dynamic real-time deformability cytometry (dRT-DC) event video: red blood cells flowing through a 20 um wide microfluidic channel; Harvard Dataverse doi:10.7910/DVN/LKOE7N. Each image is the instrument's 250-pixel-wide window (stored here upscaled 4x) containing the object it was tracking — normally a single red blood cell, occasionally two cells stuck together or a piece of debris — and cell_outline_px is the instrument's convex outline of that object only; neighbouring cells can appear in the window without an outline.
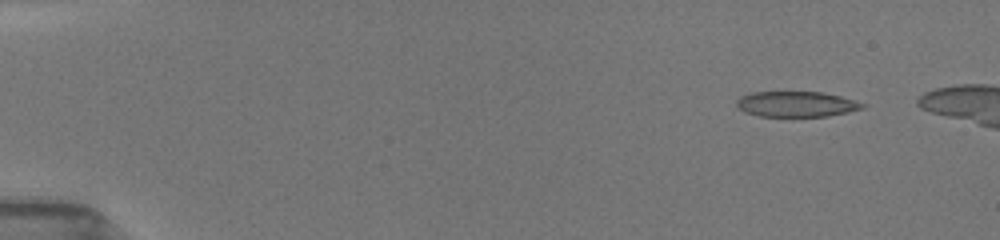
{"species": "common noctule bat (a hibernating species)", "species_latin": "Nyctalus noctula", "temperature_condition": "room temperature", "stored_images_in_passage": 19, "camera_frame_rate_fps": 3000, "um_per_image_px": 0.085, "animal": {"sex": "female", "body_mass_g": 19.5, "forearm_length_mm": 54.1}, "frame": {"image": 1, "passage_image": 7, "time_ms": 1.333, "image_size_px": [1000, 240], "cell_outline_px": [[868, 104], [864, 108], [828, 116], [760, 116], [744, 112], [736, 108], [736, 100], [740, 96], [752, 92], [820, 92], [840, 96]], "centroid_in_image_um": [67.66, 8.85], "position_along_channel_um": 17.3, "area_um2": 18.73}}